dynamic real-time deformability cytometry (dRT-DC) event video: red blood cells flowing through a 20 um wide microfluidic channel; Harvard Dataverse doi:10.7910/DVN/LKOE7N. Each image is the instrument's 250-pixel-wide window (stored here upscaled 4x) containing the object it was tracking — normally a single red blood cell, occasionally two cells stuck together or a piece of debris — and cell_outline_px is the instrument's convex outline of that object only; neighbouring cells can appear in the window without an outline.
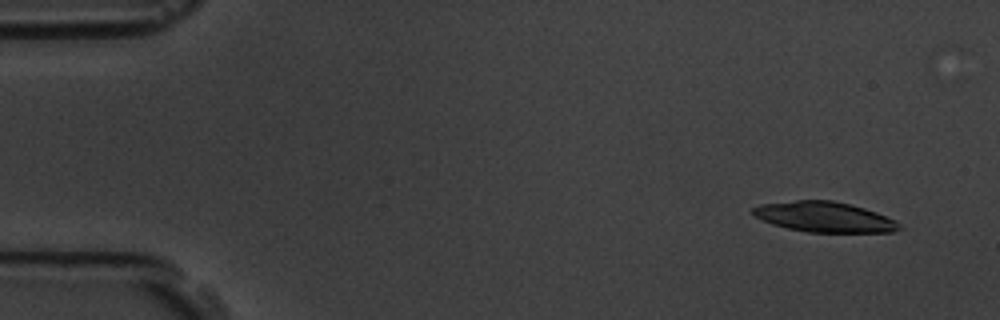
{"species": "common noctule bat (a hibernating species)", "species_latin": "Nyctalus noctula", "temperature_condition": "room temperature", "stored_images_in_passage": 4, "camera_frame_rate_fps": 3000, "um_per_image_px": 0.085, "animal": {"sex": "male", "body_mass_g": 19.5, "forearm_length_mm": 54.6}, "frame": {"image": 1, "passage_image": 1, "time_ms": 0.0, "image_size_px": [1000, 320], "cell_outline_px": [[904, 228], [892, 232], [808, 232], [788, 228], [772, 224], [756, 216], [752, 212], [752, 208], [760, 204], [796, 200], [832, 200], [864, 208], [876, 212], [896, 220]], "centroid_in_image_um": [70.11, 18.44], "position_along_channel_um": 14.9, "area_um2": 25.72}}